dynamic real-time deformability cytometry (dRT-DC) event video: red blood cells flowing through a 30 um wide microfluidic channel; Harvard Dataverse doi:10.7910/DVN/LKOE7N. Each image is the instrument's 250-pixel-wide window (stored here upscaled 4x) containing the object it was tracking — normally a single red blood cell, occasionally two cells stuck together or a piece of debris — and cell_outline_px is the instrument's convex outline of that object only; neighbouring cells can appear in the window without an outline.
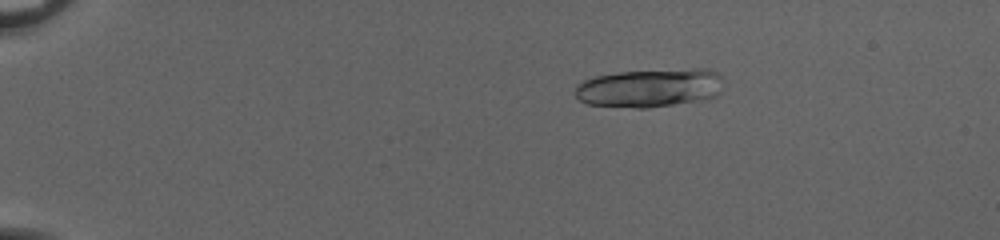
{"species": "common noctule bat (a hibernating species)", "species_latin": "Nyctalus noctula", "temperature_condition": "cold", "stored_images_in_passage": 53, "camera_frame_rate_fps": 3000, "um_per_image_px": 0.085, "animal": {"sex": "female", "body_mass_g": 20.0, "forearm_length_mm": 54.0}, "frame": {"image": 1, "passage_image": 11, "time_ms": 3.333, "image_size_px": [1000, 240], "cell_outline_px": [[720, 92], [716, 96], [708, 100], [648, 108], [636, 108], [588, 104], [580, 100], [576, 96], [576, 84], [584, 80], [596, 76], [620, 72], [692, 68], [708, 68], [716, 72], [720, 76]], "centroid_in_image_um": [55.26, 7.48], "position_along_channel_um": 29.7, "area_um2": 33.52}}
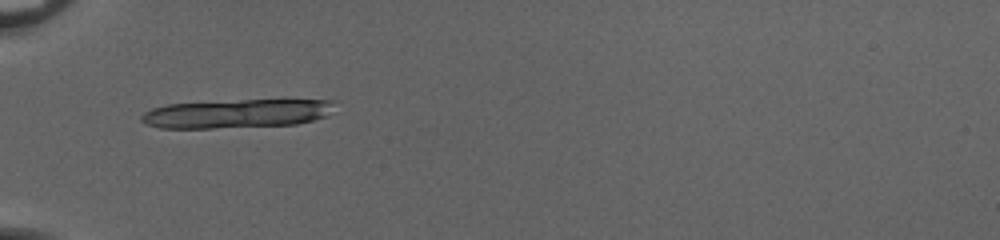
{"frame": {"image": 2, "passage_image": 20, "time_ms": 6.333, "image_size_px": [1000, 240], "cell_outline_px": [[332, 100], [328, 116], [296, 124], [212, 128], [160, 128], [144, 124], [140, 120], [140, 116], [144, 112], [152, 108], [168, 104], [244, 100]], "centroid_in_image_um": [20.03, 9.66], "position_along_channel_um": 65.0, "area_um2": 32.02}}